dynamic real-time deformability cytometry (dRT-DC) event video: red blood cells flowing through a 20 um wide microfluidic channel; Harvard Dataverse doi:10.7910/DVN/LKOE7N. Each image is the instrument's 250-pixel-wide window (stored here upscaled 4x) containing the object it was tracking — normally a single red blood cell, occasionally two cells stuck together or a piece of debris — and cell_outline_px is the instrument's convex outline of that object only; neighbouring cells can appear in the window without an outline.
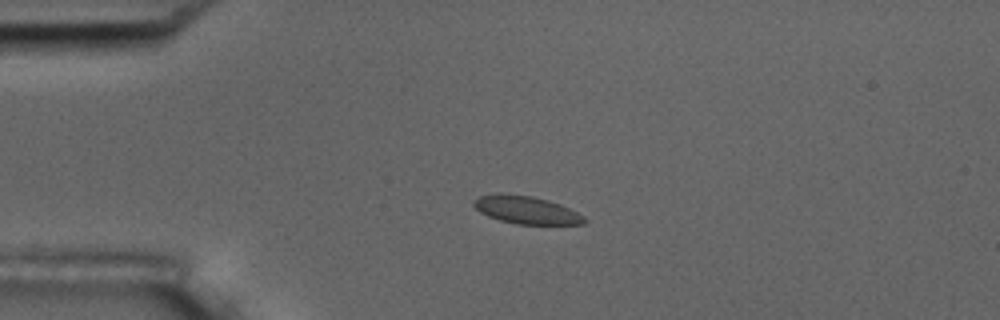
{"species": "common noctule bat (a hibernating species)", "species_latin": "Nyctalus noctula", "temperature_condition": "room temperature", "stored_images_in_passage": 4, "camera_frame_rate_fps": 3000, "um_per_image_px": 0.085, "animal": {"sex": "male", "body_mass_g": 17.5, "forearm_length_mm": 52.3}, "frame": {"image": 1, "passage_image": 3, "time_ms": 2.333, "image_size_px": [1000, 320], "cell_outline_px": [[588, 220], [584, 224], [516, 224], [500, 220], [488, 216], [480, 212], [472, 204], [472, 200], [480, 196], [496, 192], [500, 192], [532, 196], [548, 200], [560, 204], [584, 216]], "centroid_in_image_um": [44.7, 17.83], "position_along_channel_um": 40.3, "area_um2": 18.03}}